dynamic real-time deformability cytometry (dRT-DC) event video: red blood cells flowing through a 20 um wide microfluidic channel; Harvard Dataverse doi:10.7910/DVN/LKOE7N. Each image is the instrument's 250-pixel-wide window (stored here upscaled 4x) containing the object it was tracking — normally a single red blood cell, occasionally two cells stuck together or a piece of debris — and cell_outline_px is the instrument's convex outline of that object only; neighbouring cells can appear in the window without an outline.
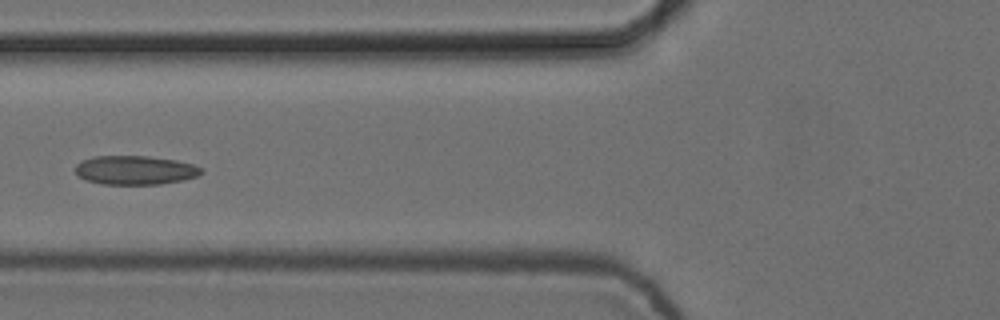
{"species": "common noctule bat (a hibernating species)", "species_latin": "Nyctalus noctula", "temperature_condition": "cold", "stored_images_in_passage": 7, "camera_frame_rate_fps": 3000, "um_per_image_px": 0.085, "animal": {"sex": "female", "body_mass_g": 24.6, "forearm_length_mm": 56.2}, "frame": {"image": 1, "passage_image": 6, "time_ms": 1.667, "image_size_px": [1000, 320], "cell_outline_px": [[204, 172], [196, 176], [184, 180], [160, 184], [104, 184], [84, 180], [76, 176], [76, 164], [80, 160], [96, 156], [148, 156], [176, 160], [192, 164], [204, 168]], "centroid_in_image_um": [11.47, 14.46], "position_along_channel_um": 114.3, "area_um2": 21.44}}
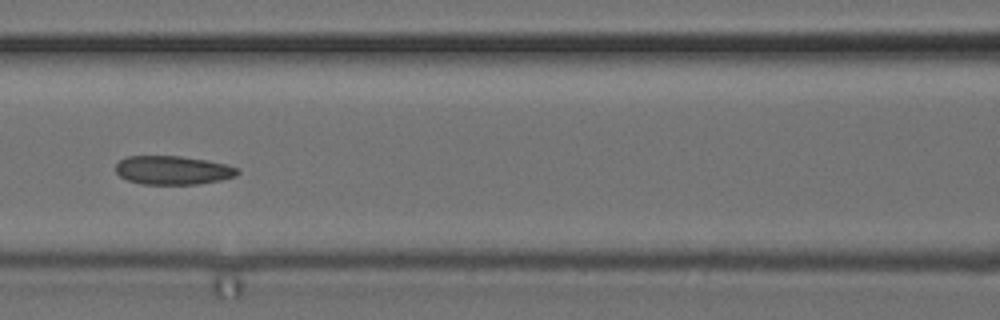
{"frame": {"image": 2, "passage_image": 7, "time_ms": 2.0, "image_size_px": [1000, 320], "cell_outline_px": [[240, 172], [236, 176], [220, 180], [196, 184], [140, 184], [128, 180], [120, 176], [116, 172], [116, 164], [120, 160], [128, 156], [180, 156], [208, 160], [224, 164], [236, 168]], "centroid_in_image_um": [14.68, 14.46], "position_along_channel_um": 151.9, "area_um2": 20.29}}